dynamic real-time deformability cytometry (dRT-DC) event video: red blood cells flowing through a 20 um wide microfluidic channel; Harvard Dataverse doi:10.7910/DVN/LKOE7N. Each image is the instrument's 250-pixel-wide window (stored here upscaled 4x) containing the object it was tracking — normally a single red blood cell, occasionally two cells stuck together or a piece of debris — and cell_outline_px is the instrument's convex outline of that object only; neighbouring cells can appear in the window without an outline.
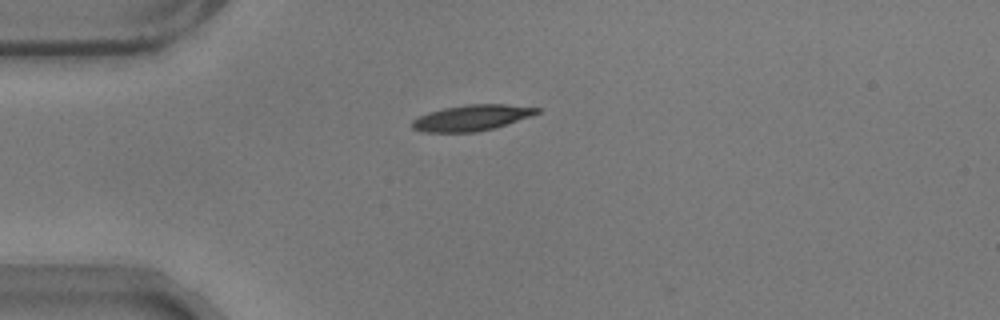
{"species": "common noctule bat (a hibernating species)", "species_latin": "Nyctalus noctula", "temperature_condition": "warm", "stored_images_in_passage": 44, "camera_frame_rate_fps": 3000, "um_per_image_px": 0.085, "animal": {"sex": "male", "body_mass_g": 17.9}, "frame": {"image": 1, "passage_image": 1, "time_ms": 0.0, "image_size_px": [1000, 320], "cell_outline_px": [[540, 112], [496, 128], [476, 132], [424, 132], [412, 128], [412, 120], [428, 112], [444, 108], [468, 104], [504, 104], [540, 108]], "centroid_in_image_um": [40.08, 10.01], "position_along_channel_um": 44.9, "area_um2": 18.67}}
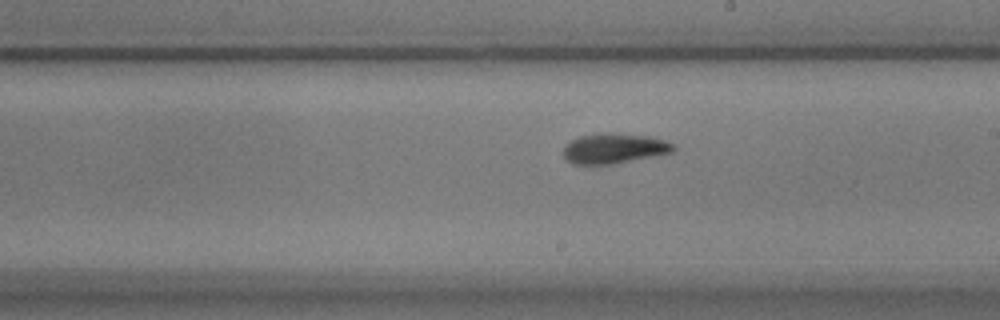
{"frame": {"image": 2, "passage_image": 19, "time_ms": 6.0, "image_size_px": [1000, 320], "cell_outline_px": [[676, 148], [672, 152], [612, 164], [572, 164], [564, 156], [564, 148], [572, 140], [580, 136], [600, 132], [608, 132], [652, 136], [676, 144]], "centroid_in_image_um": [52.23, 12.59], "position_along_channel_um": 236.8, "area_um2": 19.31}}
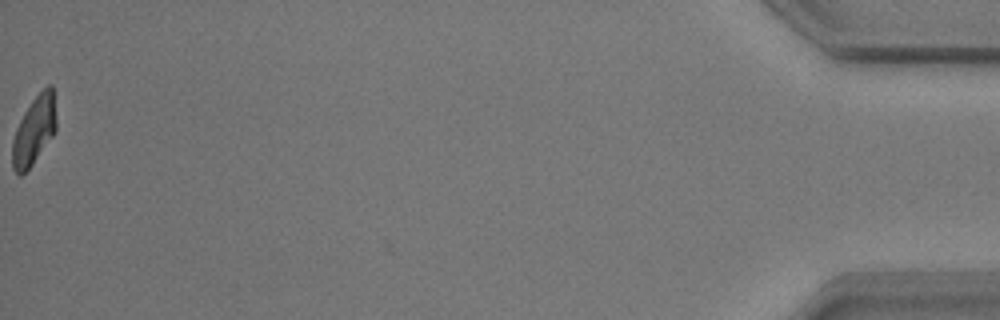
{"frame": {"image": 3, "passage_image": 44, "time_ms": 14.333, "image_size_px": [1000, 320], "cell_outline_px": [[56, 132], [32, 164], [20, 176], [12, 168], [12, 140], [16, 128], [24, 112], [32, 100], [48, 84], [52, 84], [56, 116]], "centroid_in_image_um": [2.9, 11.08], "position_along_channel_um": 432.3, "area_um2": 17.46}, "authors_computed_cell_mechanics": {"area_um2": 18.3804, "velocity_mm_per_s": 3.5206, "shape_relaxation_time_tau1_ms": 5.8053, "shape_relaxation_time_tau2_ms": 4.6437, "deformation_change_tau1": 0.2056, "deformation_change_tau2": 0.115}}